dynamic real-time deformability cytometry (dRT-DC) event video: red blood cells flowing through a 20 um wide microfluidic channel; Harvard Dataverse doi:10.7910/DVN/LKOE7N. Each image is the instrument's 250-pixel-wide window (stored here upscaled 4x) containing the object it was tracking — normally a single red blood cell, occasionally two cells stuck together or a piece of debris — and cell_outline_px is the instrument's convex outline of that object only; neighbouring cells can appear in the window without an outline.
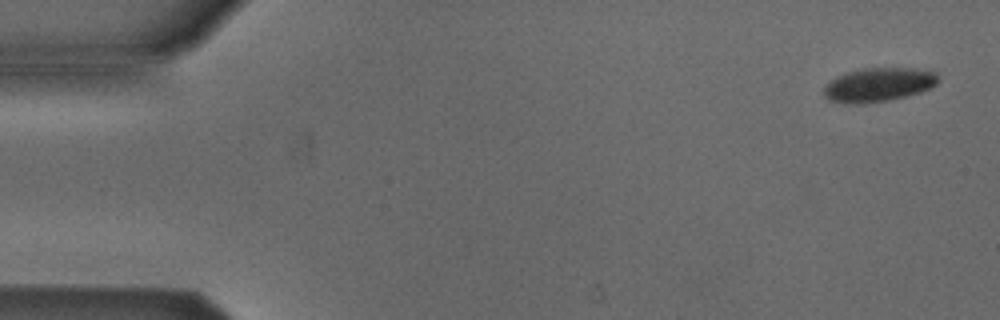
{"species": "Egyptian fruit bat (a non-hibernating species)", "species_latin": "Rousettus aegyptiacus", "temperature_condition": "cold", "stored_images_in_passage": 4, "camera_frame_rate_fps": 3000, "um_per_image_px": 0.085, "animal": {"sex": "male"}, "frame": {"image": 1, "passage_image": 1, "time_ms": 0.0, "image_size_px": [1000, 320], "cell_outline_px": [[940, 80], [936, 84], [920, 92], [888, 100], [860, 104], [848, 104], [828, 100], [824, 96], [824, 88], [836, 76], [860, 68], [916, 68], [936, 72]], "centroid_in_image_um": [74.67, 7.19], "position_along_channel_um": 10.3, "area_um2": 22.54}}